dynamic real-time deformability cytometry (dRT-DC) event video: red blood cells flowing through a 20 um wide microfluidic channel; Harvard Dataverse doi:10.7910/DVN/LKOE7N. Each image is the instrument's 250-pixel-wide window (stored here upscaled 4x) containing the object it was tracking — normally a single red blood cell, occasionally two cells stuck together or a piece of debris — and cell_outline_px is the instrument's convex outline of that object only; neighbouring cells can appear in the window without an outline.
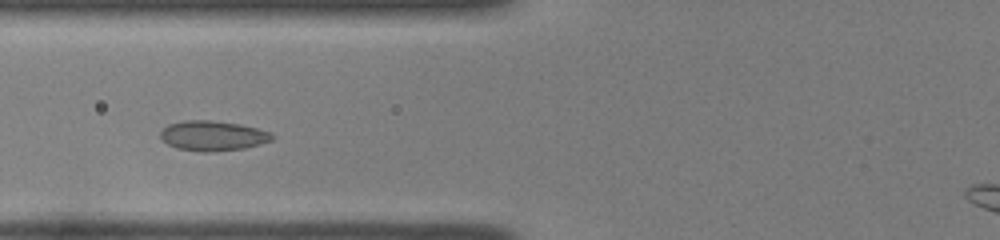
{"species": "common noctule bat (a hibernating species)", "species_latin": "Nyctalus noctula", "temperature_condition": "room temperature", "stored_images_in_passage": 41, "camera_frame_rate_fps": 3000, "um_per_image_px": 0.085, "animal": {"sex": "female", "body_mass_g": 22.0, "forearm_length_mm": 56.7}, "frame": {"image": 1, "passage_image": 11, "time_ms": 3.333, "image_size_px": [1000, 240], "cell_outline_px": [[276, 136], [272, 140], [260, 144], [244, 148], [212, 152], [204, 152], [176, 148], [168, 144], [160, 136], [160, 132], [168, 124], [184, 120], [212, 120], [240, 124], [272, 132]], "centroid_in_image_um": [18.11, 11.53], "position_along_channel_um": 107.7, "area_um2": 19.59}}
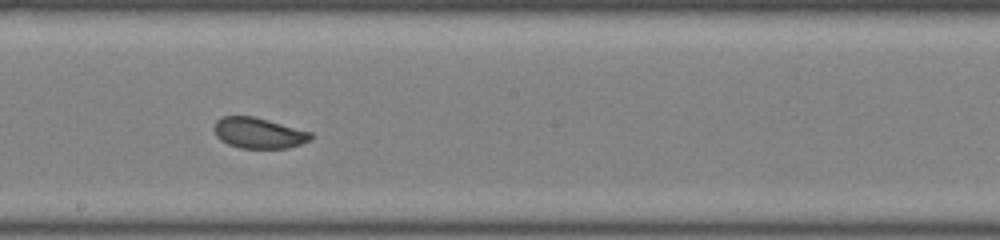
{"frame": {"image": 2, "passage_image": 20, "time_ms": 6.333, "image_size_px": [1000, 240], "cell_outline_px": [[312, 140], [288, 148], [240, 148], [228, 144], [220, 140], [216, 136], [212, 128], [216, 120], [224, 116], [252, 116], [312, 132]], "centroid_in_image_um": [21.96, 11.31], "position_along_channel_um": 226.2, "area_um2": 17.34}}
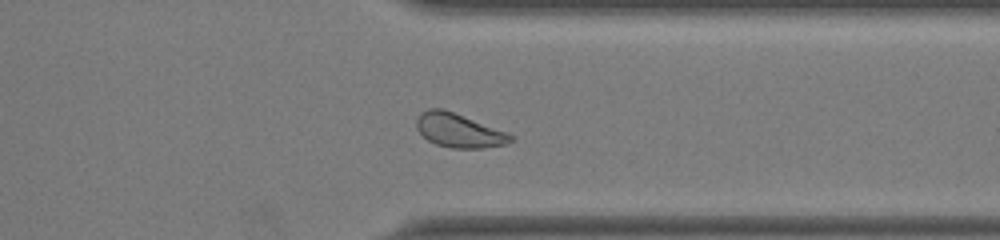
{"frame": {"image": 3, "passage_image": 31, "time_ms": 10.0, "image_size_px": [1000, 240], "cell_outline_px": [[512, 140], [504, 144], [484, 148], [452, 148], [436, 144], [428, 140], [416, 128], [416, 120], [428, 108], [440, 108], [452, 112], [508, 132], [512, 136]], "centroid_in_image_um": [39.0, 11.1], "position_along_channel_um": 372.4, "area_um2": 18.21}}